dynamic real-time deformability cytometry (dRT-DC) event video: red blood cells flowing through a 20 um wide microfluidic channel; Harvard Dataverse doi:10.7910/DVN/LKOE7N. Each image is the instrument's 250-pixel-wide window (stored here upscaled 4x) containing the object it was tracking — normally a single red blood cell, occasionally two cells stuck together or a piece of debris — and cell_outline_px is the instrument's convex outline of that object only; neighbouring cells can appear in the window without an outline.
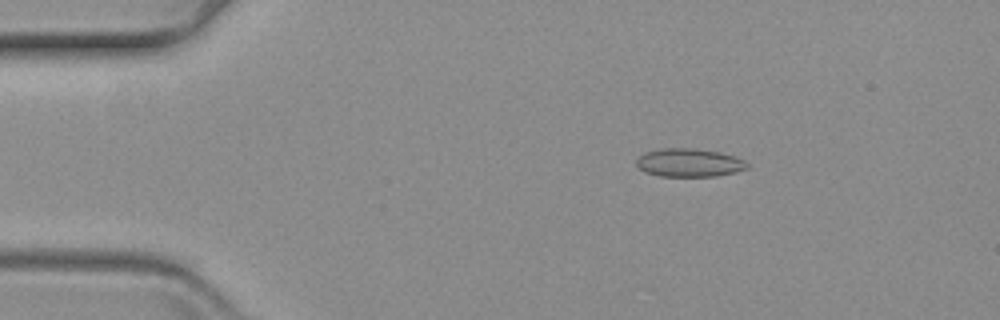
{"species": "common noctule bat (a hibernating species)", "species_latin": "Nyctalus noctula", "temperature_condition": "warm", "stored_images_in_passage": 42, "camera_frame_rate_fps": 3000, "um_per_image_px": 0.085, "animal": {"sex": "female", "body_mass_g": 19.3, "forearm_length_mm": 54.1}, "frame": {"image": 1, "passage_image": 6, "time_ms": 1.667, "image_size_px": [1000, 320], "cell_outline_px": [[748, 168], [736, 172], [716, 176], [660, 176], [644, 172], [636, 164], [636, 160], [644, 152], [660, 148], [692, 148], [720, 152], [744, 160], [748, 164]], "centroid_in_image_um": [58.56, 13.83], "position_along_channel_um": 26.4, "area_um2": 18.26}}
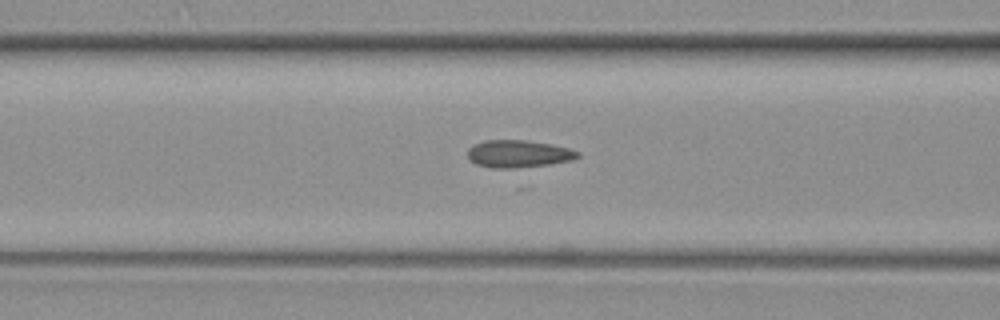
{"frame": {"image": 2, "passage_image": 20, "time_ms": 6.333, "image_size_px": [1000, 320], "cell_outline_px": [[580, 156], [572, 160], [548, 164], [512, 168], [492, 168], [476, 164], [468, 156], [468, 148], [472, 144], [484, 140], [524, 140], [548, 144], [568, 148], [580, 152]], "centroid_in_image_um": [44.04, 13.07], "position_along_channel_um": 122.6, "area_um2": 17.4}}
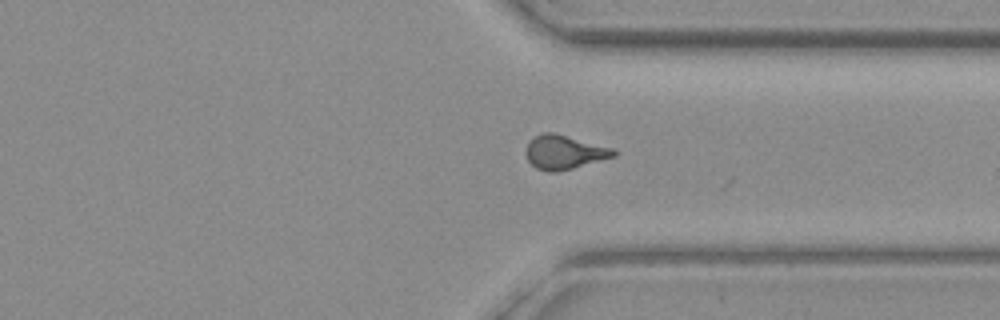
{"frame": {"image": 3, "passage_image": 41, "time_ms": 13.333, "image_size_px": [1000, 320], "cell_outline_px": [[616, 156], [572, 168], [556, 172], [548, 172], [536, 168], [528, 160], [528, 140], [544, 132], [556, 132], [616, 148]], "centroid_in_image_um": [48.02, 12.91], "position_along_channel_um": 363.4, "area_um2": 17.46}}